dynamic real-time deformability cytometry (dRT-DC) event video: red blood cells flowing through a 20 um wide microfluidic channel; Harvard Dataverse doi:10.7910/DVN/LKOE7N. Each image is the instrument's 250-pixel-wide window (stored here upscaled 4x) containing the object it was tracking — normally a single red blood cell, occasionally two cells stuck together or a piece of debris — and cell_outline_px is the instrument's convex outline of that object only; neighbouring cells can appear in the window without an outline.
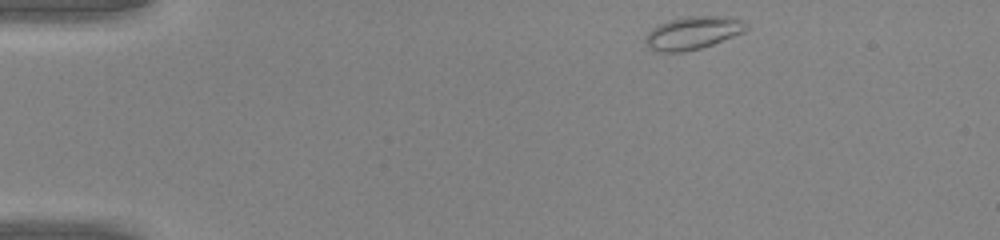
{"species": "common noctule bat (a hibernating species)", "species_latin": "Nyctalus noctula", "temperature_condition": "warm", "stored_images_in_passage": 40, "camera_frame_rate_fps": 3000, "um_per_image_px": 0.085, "animal": {"sex": "male", "body_mass_g": 20.0, "forearm_length_mm": 53.3}, "frame": {"image": 1, "passage_image": 1, "time_ms": 0.0, "image_size_px": [1000, 240], "cell_outline_px": [[748, 28], [744, 32], [712, 44], [700, 48], [684, 52], [656, 52], [648, 48], [644, 40], [648, 32], [652, 28], [660, 24], [672, 20], [688, 16], [728, 16], [740, 20], [748, 24]], "centroid_in_image_um": [58.88, 2.81], "position_along_channel_um": 26.1, "area_um2": 19.25}}
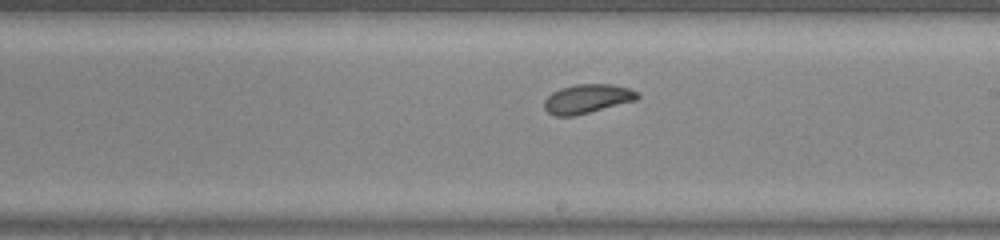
{"frame": {"image": 2, "passage_image": 21, "time_ms": 6.667, "image_size_px": [1000, 240], "cell_outline_px": [[640, 96], [636, 100], [572, 116], [552, 116], [544, 108], [544, 100], [552, 92], [560, 88], [576, 84], [612, 84], [628, 88], [640, 92]], "centroid_in_image_um": [49.9, 8.38], "position_along_channel_um": 239.1, "area_um2": 15.72}}
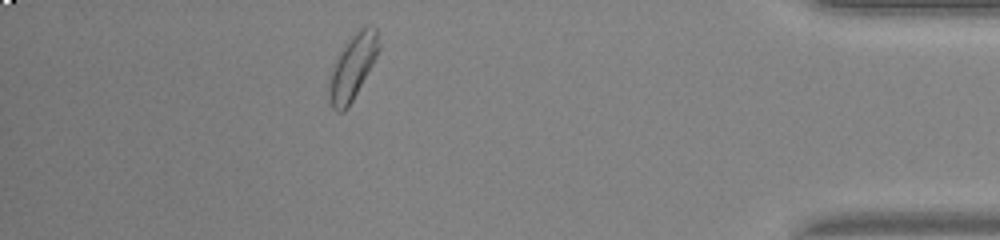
{"frame": {"image": 3, "passage_image": 35, "time_ms": 11.333, "image_size_px": [1000, 240], "cell_outline_px": [[380, 48], [372, 64], [348, 108], [344, 112], [336, 112], [332, 108], [328, 100], [328, 76], [332, 64], [340, 52], [352, 36], [360, 28], [376, 28], [380, 44]], "centroid_in_image_um": [29.91, 5.77], "position_along_channel_um": 405.3, "area_um2": 18.67}}